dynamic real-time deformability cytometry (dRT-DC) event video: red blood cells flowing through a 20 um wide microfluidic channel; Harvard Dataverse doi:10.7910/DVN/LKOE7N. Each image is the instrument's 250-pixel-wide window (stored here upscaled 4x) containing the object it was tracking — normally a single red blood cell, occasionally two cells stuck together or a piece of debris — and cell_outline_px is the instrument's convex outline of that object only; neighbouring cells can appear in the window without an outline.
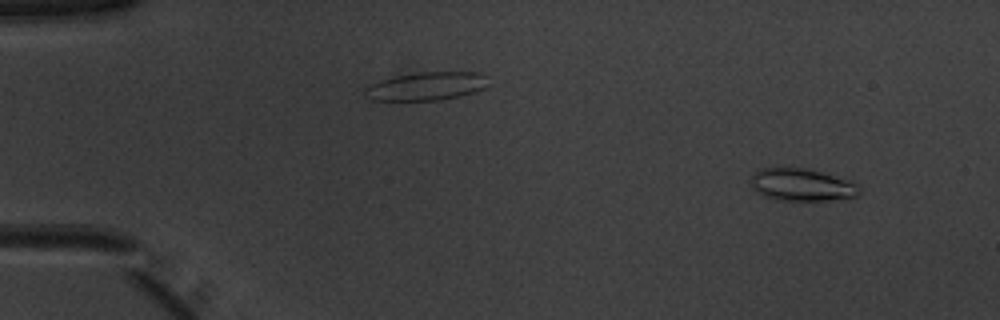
{"species": "common noctule bat (a hibernating species)", "species_latin": "Nyctalus noctula", "temperature_condition": "warm", "stored_images_in_passage": 52, "camera_frame_rate_fps": 3000, "um_per_image_px": 0.085, "animal": {"sex": "male", "body_mass_g": 20.1, "forearm_length_mm": 53.5}, "frame": {"image": 1, "passage_image": 4, "time_ms": 1.0, "image_size_px": [1000, 320], "cell_outline_px": [[860, 192], [856, 196], [828, 200], [780, 200], [764, 196], [756, 192], [752, 188], [752, 176], [760, 168], [804, 168], [852, 180], [860, 188]], "centroid_in_image_um": [68.16, 15.71], "position_along_channel_um": 16.8, "area_um2": 20.29}}
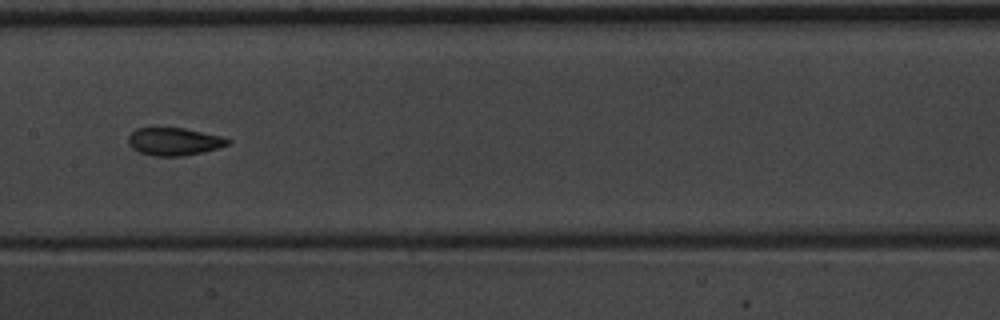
{"frame": {"image": 2, "passage_image": 26, "time_ms": 8.333, "image_size_px": [1000, 320], "cell_outline_px": [[232, 140], [228, 144], [204, 152], [184, 156], [152, 156], [140, 152], [132, 148], [128, 144], [128, 136], [136, 128], [152, 124], [184, 128], [220, 136]], "centroid_in_image_um": [14.71, 11.98], "position_along_channel_um": 192.7, "area_um2": 16.7}}
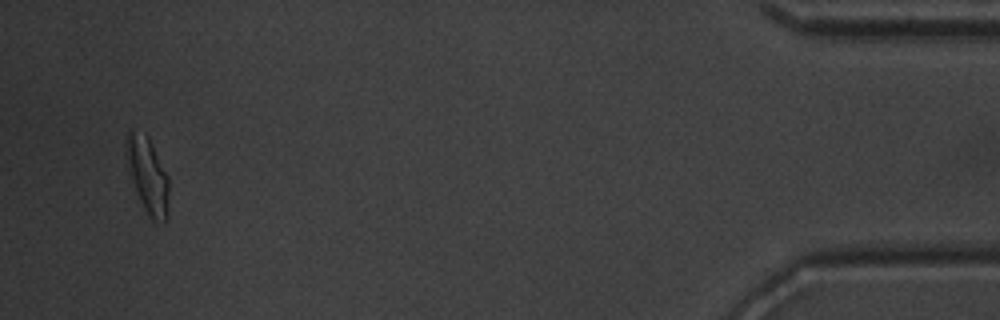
{"frame": {"image": 3, "passage_image": 49, "time_ms": 16.0, "image_size_px": [1000, 320], "cell_outline_px": [[168, 216], [164, 224], [152, 220], [148, 216], [140, 200], [124, 152], [124, 140], [128, 128], [148, 136], [168, 176]], "centroid_in_image_um": [12.55, 14.88], "position_along_channel_um": 422.7, "area_um2": 18.79}}